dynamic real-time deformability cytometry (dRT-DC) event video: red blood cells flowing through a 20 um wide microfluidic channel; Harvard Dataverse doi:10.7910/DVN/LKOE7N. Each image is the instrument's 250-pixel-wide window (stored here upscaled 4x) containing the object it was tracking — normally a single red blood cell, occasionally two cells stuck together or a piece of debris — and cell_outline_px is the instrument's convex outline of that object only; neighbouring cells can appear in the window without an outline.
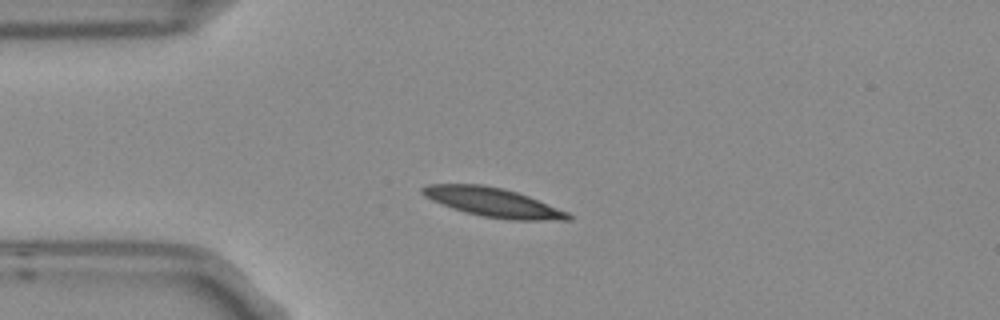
{"species": "Egyptian fruit bat (a non-hibernating species)", "species_latin": "Rousettus aegyptiacus", "temperature_condition": "room temperature", "stored_images_in_passage": 6, "camera_frame_rate_fps": 3000, "um_per_image_px": 0.085, "frame": {"image": 1, "passage_image": 4, "time_ms": 1.0, "image_size_px": [1000, 320], "cell_outline_px": [[572, 220], [512, 220], [484, 216], [464, 212], [452, 208], [432, 200], [424, 196], [420, 192], [420, 188], [428, 184], [480, 184], [504, 188], [528, 196], [568, 212], [572, 216]], "centroid_in_image_um": [41.89, 17.19], "position_along_channel_um": 43.1, "area_um2": 24.57}}
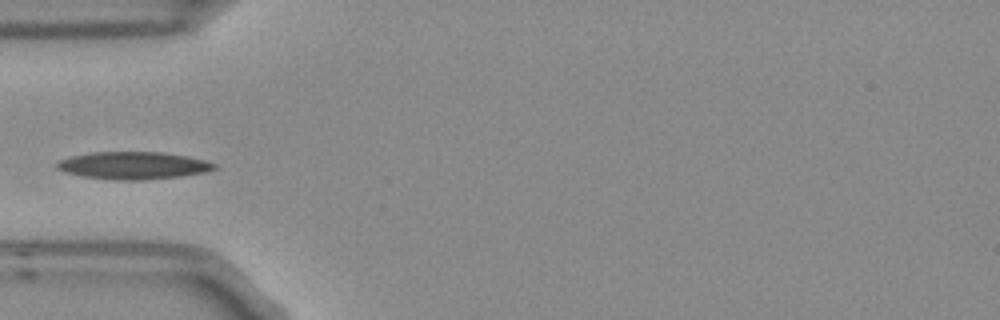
{"frame": {"image": 2, "passage_image": 5, "time_ms": 1.333, "image_size_px": [1000, 320], "cell_outline_px": [[216, 168], [204, 172], [180, 176], [144, 180], [112, 180], [80, 176], [64, 172], [56, 168], [56, 164], [60, 160], [72, 156], [92, 152], [164, 152], [204, 160], [216, 164]], "centroid_in_image_um": [11.28, 14.07], "position_along_channel_um": 73.7, "area_um2": 25.09}}
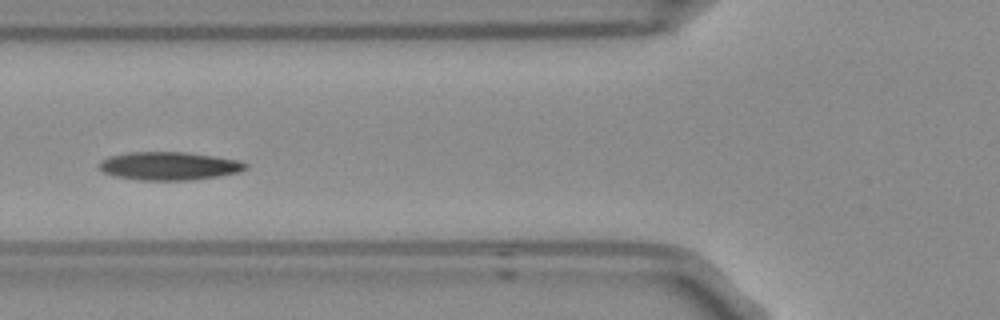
{"frame": {"image": 3, "passage_image": 6, "time_ms": 1.667, "image_size_px": [1000, 320], "cell_outline_px": [[248, 168], [240, 172], [220, 176], [188, 180], [140, 180], [116, 176], [104, 172], [96, 164], [100, 160], [108, 156], [128, 152], [188, 152], [240, 160], [248, 164]], "centroid_in_image_um": [14.39, 14.1], "position_along_channel_um": 111.4, "area_um2": 24.28}}